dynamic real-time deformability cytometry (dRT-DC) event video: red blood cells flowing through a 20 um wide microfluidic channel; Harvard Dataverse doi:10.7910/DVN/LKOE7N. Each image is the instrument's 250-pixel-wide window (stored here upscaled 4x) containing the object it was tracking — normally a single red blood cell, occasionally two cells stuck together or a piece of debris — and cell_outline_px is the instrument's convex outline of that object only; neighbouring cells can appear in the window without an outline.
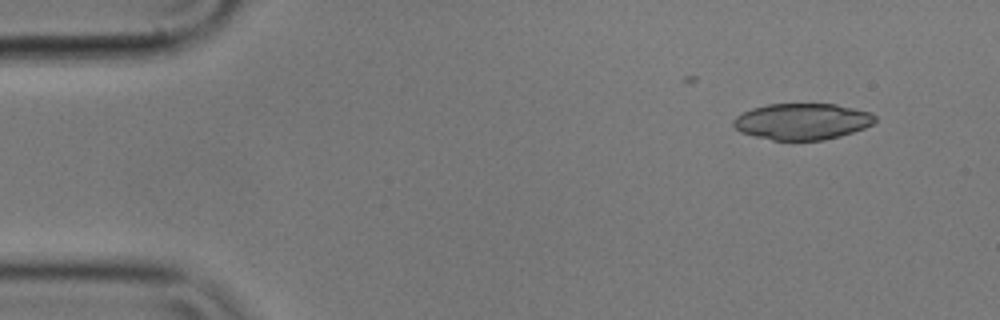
{"species": "common noctule bat (a hibernating species)", "species_latin": "Nyctalus noctula", "temperature_condition": "cold", "stored_images_in_passage": 4, "camera_frame_rate_fps": 3000, "um_per_image_px": 0.085, "animal": {"sex": "male", "body_mass_g": 17.9}, "frame": {"image": 1, "passage_image": 1, "time_ms": 0.0, "image_size_px": [1000, 320], "cell_outline_px": [[876, 120], [872, 124], [864, 128], [840, 136], [824, 140], [772, 140], [740, 132], [732, 124], [732, 120], [736, 116], [752, 108], [768, 104], [836, 104], [872, 112], [876, 116]], "centroid_in_image_um": [68.2, 10.32], "position_along_channel_um": 16.8, "area_um2": 30.0}}